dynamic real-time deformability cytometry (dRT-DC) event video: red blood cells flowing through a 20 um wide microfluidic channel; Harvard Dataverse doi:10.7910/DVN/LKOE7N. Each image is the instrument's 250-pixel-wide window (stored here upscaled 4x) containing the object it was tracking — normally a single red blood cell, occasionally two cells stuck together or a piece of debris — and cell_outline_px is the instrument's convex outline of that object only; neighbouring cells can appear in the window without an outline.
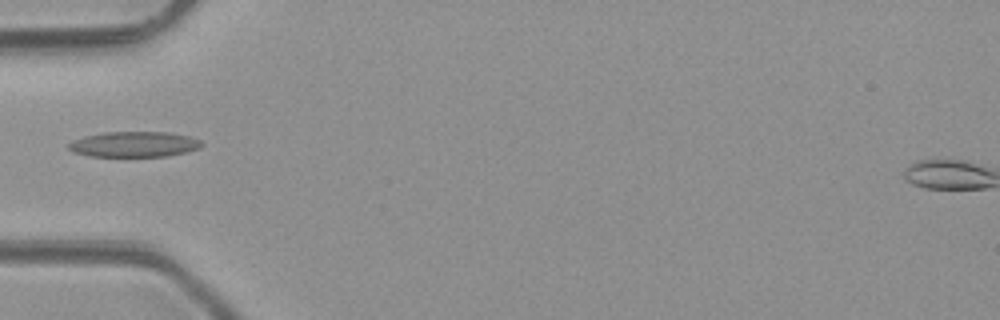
{"species": "common noctule bat (a hibernating species)", "species_latin": "Nyctalus noctula", "temperature_condition": "room temperature", "stored_images_in_passage": 6, "camera_frame_rate_fps": 3000, "um_per_image_px": 0.085, "animal": {"sex": "male", "body_mass_g": 23.1, "forearm_length_mm": 52.7}, "frame": {"image": 1, "passage_image": 4, "time_ms": 4.667, "image_size_px": [1000, 320], "cell_outline_px": [[204, 144], [200, 148], [188, 152], [168, 156], [92, 156], [72, 152], [68, 148], [68, 144], [72, 140], [84, 136], [104, 132], [172, 132], [188, 136], [200, 140]], "centroid_in_image_um": [11.42, 12.26], "position_along_channel_um": 73.6, "area_um2": 19.88}}
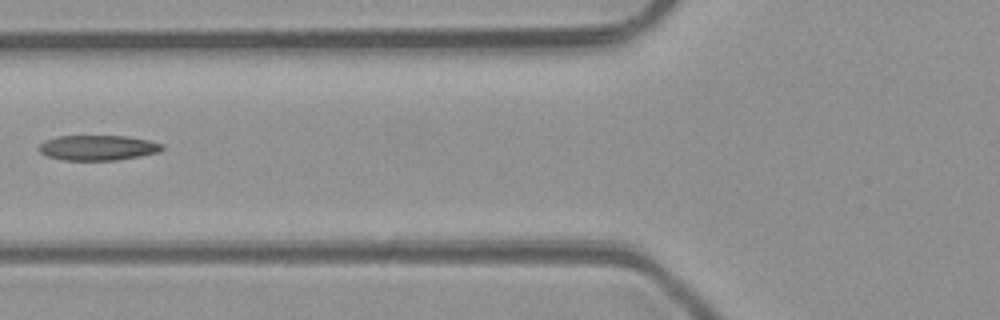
{"frame": {"image": 2, "passage_image": 5, "time_ms": 5.667, "image_size_px": [1000, 320], "cell_outline_px": [[164, 148], [156, 152], [140, 156], [116, 160], [64, 160], [48, 156], [40, 152], [36, 148], [44, 140], [56, 136], [124, 136], [148, 140], [164, 144]], "centroid_in_image_um": [8.27, 12.55], "position_along_channel_um": 117.5, "area_um2": 18.03}}
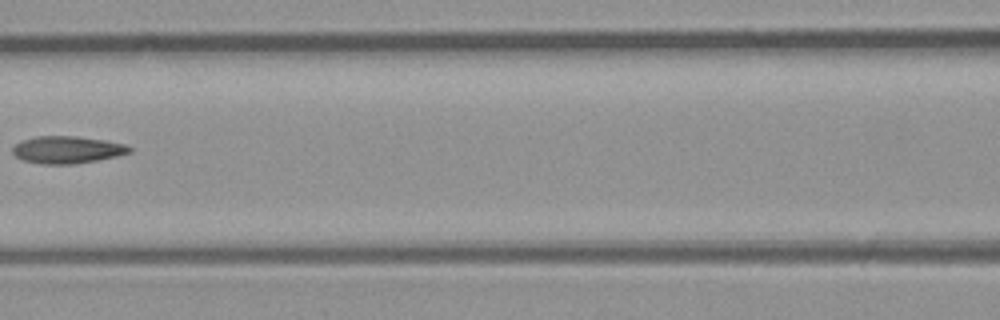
{"frame": {"image": 3, "passage_image": 6, "time_ms": 6.667, "image_size_px": [1000, 320], "cell_outline_px": [[132, 152], [116, 156], [96, 160], [72, 164], [44, 164], [24, 160], [16, 156], [12, 152], [12, 148], [16, 144], [24, 140], [36, 136], [76, 136], [104, 140], [128, 144], [132, 148]], "centroid_in_image_um": [5.75, 12.72], "position_along_channel_um": 160.9, "area_um2": 18.44}}